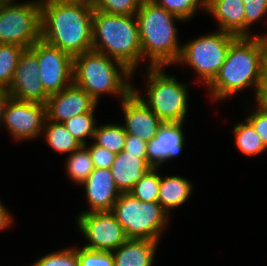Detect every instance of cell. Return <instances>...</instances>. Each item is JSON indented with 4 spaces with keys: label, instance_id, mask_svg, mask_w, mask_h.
Listing matches in <instances>:
<instances>
[{
    "label": "cell",
    "instance_id": "3957f363",
    "mask_svg": "<svg viewBox=\"0 0 267 266\" xmlns=\"http://www.w3.org/2000/svg\"><path fill=\"white\" fill-rule=\"evenodd\" d=\"M142 59L150 58L149 67H164L178 63L182 47L177 42L175 15L155 4L152 0H142L136 13Z\"/></svg>",
    "mask_w": 267,
    "mask_h": 266
},
{
    "label": "cell",
    "instance_id": "d6a6232c",
    "mask_svg": "<svg viewBox=\"0 0 267 266\" xmlns=\"http://www.w3.org/2000/svg\"><path fill=\"white\" fill-rule=\"evenodd\" d=\"M244 3L245 37H250L247 31L251 24L267 14V0H242Z\"/></svg>",
    "mask_w": 267,
    "mask_h": 266
},
{
    "label": "cell",
    "instance_id": "e0dca14e",
    "mask_svg": "<svg viewBox=\"0 0 267 266\" xmlns=\"http://www.w3.org/2000/svg\"><path fill=\"white\" fill-rule=\"evenodd\" d=\"M182 122H165L147 143V162L157 168L159 164L177 156L184 144Z\"/></svg>",
    "mask_w": 267,
    "mask_h": 266
},
{
    "label": "cell",
    "instance_id": "4dcf8cb0",
    "mask_svg": "<svg viewBox=\"0 0 267 266\" xmlns=\"http://www.w3.org/2000/svg\"><path fill=\"white\" fill-rule=\"evenodd\" d=\"M32 266H80L77 248H69L45 255Z\"/></svg>",
    "mask_w": 267,
    "mask_h": 266
},
{
    "label": "cell",
    "instance_id": "ba28073f",
    "mask_svg": "<svg viewBox=\"0 0 267 266\" xmlns=\"http://www.w3.org/2000/svg\"><path fill=\"white\" fill-rule=\"evenodd\" d=\"M41 39V1L0 0V43L28 49Z\"/></svg>",
    "mask_w": 267,
    "mask_h": 266
},
{
    "label": "cell",
    "instance_id": "5bb4252c",
    "mask_svg": "<svg viewBox=\"0 0 267 266\" xmlns=\"http://www.w3.org/2000/svg\"><path fill=\"white\" fill-rule=\"evenodd\" d=\"M97 103L85 90L72 83L49 96L46 103L47 119L64 123L74 116L94 111Z\"/></svg>",
    "mask_w": 267,
    "mask_h": 266
},
{
    "label": "cell",
    "instance_id": "cb8c5ba5",
    "mask_svg": "<svg viewBox=\"0 0 267 266\" xmlns=\"http://www.w3.org/2000/svg\"><path fill=\"white\" fill-rule=\"evenodd\" d=\"M126 135L123 125L107 124L96 126L93 139L96 140L95 144L119 154L124 150Z\"/></svg>",
    "mask_w": 267,
    "mask_h": 266
},
{
    "label": "cell",
    "instance_id": "5b68a950",
    "mask_svg": "<svg viewBox=\"0 0 267 266\" xmlns=\"http://www.w3.org/2000/svg\"><path fill=\"white\" fill-rule=\"evenodd\" d=\"M131 75L133 72L123 63L94 50L73 57V83L96 102L105 92L126 98L133 91L132 85L126 80Z\"/></svg>",
    "mask_w": 267,
    "mask_h": 266
},
{
    "label": "cell",
    "instance_id": "f35d334b",
    "mask_svg": "<svg viewBox=\"0 0 267 266\" xmlns=\"http://www.w3.org/2000/svg\"><path fill=\"white\" fill-rule=\"evenodd\" d=\"M10 97L11 96L6 89L0 88V123L3 120L4 108Z\"/></svg>",
    "mask_w": 267,
    "mask_h": 266
},
{
    "label": "cell",
    "instance_id": "f1b7e54d",
    "mask_svg": "<svg viewBox=\"0 0 267 266\" xmlns=\"http://www.w3.org/2000/svg\"><path fill=\"white\" fill-rule=\"evenodd\" d=\"M155 4L163 7L172 15L182 20L191 18L202 6L205 8L206 0H152Z\"/></svg>",
    "mask_w": 267,
    "mask_h": 266
},
{
    "label": "cell",
    "instance_id": "7a4b0ae2",
    "mask_svg": "<svg viewBox=\"0 0 267 266\" xmlns=\"http://www.w3.org/2000/svg\"><path fill=\"white\" fill-rule=\"evenodd\" d=\"M265 48L264 36L237 37L218 74L207 86L213 99H225L251 85L257 92L265 79Z\"/></svg>",
    "mask_w": 267,
    "mask_h": 266
},
{
    "label": "cell",
    "instance_id": "7402d4cb",
    "mask_svg": "<svg viewBox=\"0 0 267 266\" xmlns=\"http://www.w3.org/2000/svg\"><path fill=\"white\" fill-rule=\"evenodd\" d=\"M43 131L46 142L58 152L72 153L82 145L63 123L52 122L46 118Z\"/></svg>",
    "mask_w": 267,
    "mask_h": 266
},
{
    "label": "cell",
    "instance_id": "1f68e13d",
    "mask_svg": "<svg viewBox=\"0 0 267 266\" xmlns=\"http://www.w3.org/2000/svg\"><path fill=\"white\" fill-rule=\"evenodd\" d=\"M80 266H115L112 252L77 249Z\"/></svg>",
    "mask_w": 267,
    "mask_h": 266
},
{
    "label": "cell",
    "instance_id": "7c38bea8",
    "mask_svg": "<svg viewBox=\"0 0 267 266\" xmlns=\"http://www.w3.org/2000/svg\"><path fill=\"white\" fill-rule=\"evenodd\" d=\"M46 104L9 98L4 108L3 121L15 140L31 139L42 132L45 124Z\"/></svg>",
    "mask_w": 267,
    "mask_h": 266
},
{
    "label": "cell",
    "instance_id": "603a6c76",
    "mask_svg": "<svg viewBox=\"0 0 267 266\" xmlns=\"http://www.w3.org/2000/svg\"><path fill=\"white\" fill-rule=\"evenodd\" d=\"M67 173L76 183L82 184L94 170L91 155L86 145H81L67 158Z\"/></svg>",
    "mask_w": 267,
    "mask_h": 266
},
{
    "label": "cell",
    "instance_id": "4316f807",
    "mask_svg": "<svg viewBox=\"0 0 267 266\" xmlns=\"http://www.w3.org/2000/svg\"><path fill=\"white\" fill-rule=\"evenodd\" d=\"M157 168H151L145 175L134 184L130 191L138 200L143 202H158L160 176Z\"/></svg>",
    "mask_w": 267,
    "mask_h": 266
},
{
    "label": "cell",
    "instance_id": "ab89813d",
    "mask_svg": "<svg viewBox=\"0 0 267 266\" xmlns=\"http://www.w3.org/2000/svg\"><path fill=\"white\" fill-rule=\"evenodd\" d=\"M64 1L68 3L83 4L90 7H93L95 4V0H64Z\"/></svg>",
    "mask_w": 267,
    "mask_h": 266
},
{
    "label": "cell",
    "instance_id": "4fadbf2b",
    "mask_svg": "<svg viewBox=\"0 0 267 266\" xmlns=\"http://www.w3.org/2000/svg\"><path fill=\"white\" fill-rule=\"evenodd\" d=\"M11 98L19 101L46 104L49 94L39 78L37 55L30 49H24L10 86L6 89Z\"/></svg>",
    "mask_w": 267,
    "mask_h": 266
},
{
    "label": "cell",
    "instance_id": "d6986e66",
    "mask_svg": "<svg viewBox=\"0 0 267 266\" xmlns=\"http://www.w3.org/2000/svg\"><path fill=\"white\" fill-rule=\"evenodd\" d=\"M205 10L219 22V29L236 37H245L244 3L242 0H206Z\"/></svg>",
    "mask_w": 267,
    "mask_h": 266
},
{
    "label": "cell",
    "instance_id": "ac0fdd59",
    "mask_svg": "<svg viewBox=\"0 0 267 266\" xmlns=\"http://www.w3.org/2000/svg\"><path fill=\"white\" fill-rule=\"evenodd\" d=\"M152 166L147 162V158H140L138 155L121 151L111 166L113 180L120 192H130L134 184L137 183Z\"/></svg>",
    "mask_w": 267,
    "mask_h": 266
},
{
    "label": "cell",
    "instance_id": "8992f818",
    "mask_svg": "<svg viewBox=\"0 0 267 266\" xmlns=\"http://www.w3.org/2000/svg\"><path fill=\"white\" fill-rule=\"evenodd\" d=\"M111 212L123 227L128 239L154 241H159L169 214L159 202H143L131 192H121Z\"/></svg>",
    "mask_w": 267,
    "mask_h": 266
},
{
    "label": "cell",
    "instance_id": "60d3db41",
    "mask_svg": "<svg viewBox=\"0 0 267 266\" xmlns=\"http://www.w3.org/2000/svg\"><path fill=\"white\" fill-rule=\"evenodd\" d=\"M266 37V48H265V79L263 82H267V34L263 35Z\"/></svg>",
    "mask_w": 267,
    "mask_h": 266
},
{
    "label": "cell",
    "instance_id": "9a60e30c",
    "mask_svg": "<svg viewBox=\"0 0 267 266\" xmlns=\"http://www.w3.org/2000/svg\"><path fill=\"white\" fill-rule=\"evenodd\" d=\"M125 116L124 130L144 142L155 137L164 123L133 91L122 99Z\"/></svg>",
    "mask_w": 267,
    "mask_h": 266
},
{
    "label": "cell",
    "instance_id": "ffe728a7",
    "mask_svg": "<svg viewBox=\"0 0 267 266\" xmlns=\"http://www.w3.org/2000/svg\"><path fill=\"white\" fill-rule=\"evenodd\" d=\"M158 241L128 239L112 252L115 266H152Z\"/></svg>",
    "mask_w": 267,
    "mask_h": 266
},
{
    "label": "cell",
    "instance_id": "83f0119b",
    "mask_svg": "<svg viewBox=\"0 0 267 266\" xmlns=\"http://www.w3.org/2000/svg\"><path fill=\"white\" fill-rule=\"evenodd\" d=\"M93 112H86L77 116H74L64 122V126L67 130L82 144L86 145L85 138L94 136L97 121L93 117Z\"/></svg>",
    "mask_w": 267,
    "mask_h": 266
},
{
    "label": "cell",
    "instance_id": "8d00e7d4",
    "mask_svg": "<svg viewBox=\"0 0 267 266\" xmlns=\"http://www.w3.org/2000/svg\"><path fill=\"white\" fill-rule=\"evenodd\" d=\"M256 99L258 103L257 108L267 114V82H263L259 86L256 92Z\"/></svg>",
    "mask_w": 267,
    "mask_h": 266
},
{
    "label": "cell",
    "instance_id": "6da1fadb",
    "mask_svg": "<svg viewBox=\"0 0 267 266\" xmlns=\"http://www.w3.org/2000/svg\"><path fill=\"white\" fill-rule=\"evenodd\" d=\"M93 7L41 0V39L72 57L92 50Z\"/></svg>",
    "mask_w": 267,
    "mask_h": 266
},
{
    "label": "cell",
    "instance_id": "9c48e42d",
    "mask_svg": "<svg viewBox=\"0 0 267 266\" xmlns=\"http://www.w3.org/2000/svg\"><path fill=\"white\" fill-rule=\"evenodd\" d=\"M236 38V36L221 30L196 38L181 46L178 63L189 64L208 86L224 64L230 44Z\"/></svg>",
    "mask_w": 267,
    "mask_h": 266
},
{
    "label": "cell",
    "instance_id": "277c9868",
    "mask_svg": "<svg viewBox=\"0 0 267 266\" xmlns=\"http://www.w3.org/2000/svg\"><path fill=\"white\" fill-rule=\"evenodd\" d=\"M92 50L120 61L134 73L142 58L136 16L94 10Z\"/></svg>",
    "mask_w": 267,
    "mask_h": 266
},
{
    "label": "cell",
    "instance_id": "d4e9b609",
    "mask_svg": "<svg viewBox=\"0 0 267 266\" xmlns=\"http://www.w3.org/2000/svg\"><path fill=\"white\" fill-rule=\"evenodd\" d=\"M24 49L20 45L0 43V88L7 89L10 86Z\"/></svg>",
    "mask_w": 267,
    "mask_h": 266
},
{
    "label": "cell",
    "instance_id": "e575fe53",
    "mask_svg": "<svg viewBox=\"0 0 267 266\" xmlns=\"http://www.w3.org/2000/svg\"><path fill=\"white\" fill-rule=\"evenodd\" d=\"M246 120L253 126L267 148V114L257 108L256 112Z\"/></svg>",
    "mask_w": 267,
    "mask_h": 266
},
{
    "label": "cell",
    "instance_id": "74e56055",
    "mask_svg": "<svg viewBox=\"0 0 267 266\" xmlns=\"http://www.w3.org/2000/svg\"><path fill=\"white\" fill-rule=\"evenodd\" d=\"M12 216L0 201V229H6L12 224Z\"/></svg>",
    "mask_w": 267,
    "mask_h": 266
},
{
    "label": "cell",
    "instance_id": "d590c367",
    "mask_svg": "<svg viewBox=\"0 0 267 266\" xmlns=\"http://www.w3.org/2000/svg\"><path fill=\"white\" fill-rule=\"evenodd\" d=\"M123 151L138 155L140 158H147V142H144L137 136L127 134Z\"/></svg>",
    "mask_w": 267,
    "mask_h": 266
},
{
    "label": "cell",
    "instance_id": "8fae6325",
    "mask_svg": "<svg viewBox=\"0 0 267 266\" xmlns=\"http://www.w3.org/2000/svg\"><path fill=\"white\" fill-rule=\"evenodd\" d=\"M77 224L89 244L84 247L96 251L113 252L128 238L111 211L83 212Z\"/></svg>",
    "mask_w": 267,
    "mask_h": 266
},
{
    "label": "cell",
    "instance_id": "836d02e7",
    "mask_svg": "<svg viewBox=\"0 0 267 266\" xmlns=\"http://www.w3.org/2000/svg\"><path fill=\"white\" fill-rule=\"evenodd\" d=\"M87 149L91 155L94 168H111L116 157L115 153L95 143H93L89 148L87 147Z\"/></svg>",
    "mask_w": 267,
    "mask_h": 266
},
{
    "label": "cell",
    "instance_id": "2e32d148",
    "mask_svg": "<svg viewBox=\"0 0 267 266\" xmlns=\"http://www.w3.org/2000/svg\"><path fill=\"white\" fill-rule=\"evenodd\" d=\"M90 206L87 212L111 211L121 192L117 188L111 169L94 168L82 183Z\"/></svg>",
    "mask_w": 267,
    "mask_h": 266
},
{
    "label": "cell",
    "instance_id": "f546056e",
    "mask_svg": "<svg viewBox=\"0 0 267 266\" xmlns=\"http://www.w3.org/2000/svg\"><path fill=\"white\" fill-rule=\"evenodd\" d=\"M142 0H95L94 10L113 15L135 16Z\"/></svg>",
    "mask_w": 267,
    "mask_h": 266
},
{
    "label": "cell",
    "instance_id": "44dd1931",
    "mask_svg": "<svg viewBox=\"0 0 267 266\" xmlns=\"http://www.w3.org/2000/svg\"><path fill=\"white\" fill-rule=\"evenodd\" d=\"M192 185L185 178L179 176L160 177L158 202L168 213L170 209L182 205L191 194Z\"/></svg>",
    "mask_w": 267,
    "mask_h": 266
},
{
    "label": "cell",
    "instance_id": "30bf717a",
    "mask_svg": "<svg viewBox=\"0 0 267 266\" xmlns=\"http://www.w3.org/2000/svg\"><path fill=\"white\" fill-rule=\"evenodd\" d=\"M30 49L37 55L39 78L45 91L52 95L73 83V57L42 39Z\"/></svg>",
    "mask_w": 267,
    "mask_h": 266
},
{
    "label": "cell",
    "instance_id": "52a82bcc",
    "mask_svg": "<svg viewBox=\"0 0 267 266\" xmlns=\"http://www.w3.org/2000/svg\"><path fill=\"white\" fill-rule=\"evenodd\" d=\"M147 101L133 92L165 123L184 122L187 112V87L162 72V67H148Z\"/></svg>",
    "mask_w": 267,
    "mask_h": 266
},
{
    "label": "cell",
    "instance_id": "484cf974",
    "mask_svg": "<svg viewBox=\"0 0 267 266\" xmlns=\"http://www.w3.org/2000/svg\"><path fill=\"white\" fill-rule=\"evenodd\" d=\"M233 131L236 135V145L244 155L254 156L267 149L261 137L247 120L245 124L236 125Z\"/></svg>",
    "mask_w": 267,
    "mask_h": 266
}]
</instances>
